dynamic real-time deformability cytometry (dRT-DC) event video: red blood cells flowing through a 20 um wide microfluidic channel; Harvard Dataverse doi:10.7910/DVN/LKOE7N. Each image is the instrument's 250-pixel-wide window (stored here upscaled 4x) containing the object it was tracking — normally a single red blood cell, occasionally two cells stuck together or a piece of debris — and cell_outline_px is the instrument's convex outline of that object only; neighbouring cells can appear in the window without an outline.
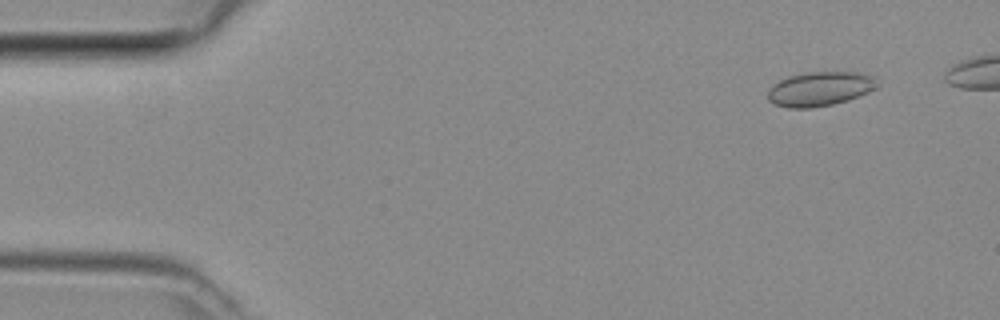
{"species": "common noctule bat (a hibernating species)", "species_latin": "Nyctalus noctula", "temperature_condition": "room temperature", "stored_images_in_passage": 14, "camera_frame_rate_fps": 3000, "um_per_image_px": 0.085, "animal": {"sex": "female", "body_mass_g": 29.2, "forearm_length_mm": 56.3}, "frame": {"image": 1, "passage_image": 4, "time_ms": 1.0, "image_size_px": [1000, 320], "cell_outline_px": [[880, 84], [876, 88], [860, 96], [848, 100], [832, 104], [812, 108], [788, 108], [776, 104], [768, 100], [768, 88], [780, 80], [788, 76], [808, 72], [856, 72], [872, 76]], "centroid_in_image_um": [69.7, 7.55], "position_along_channel_um": 15.3, "area_um2": 21.91}}
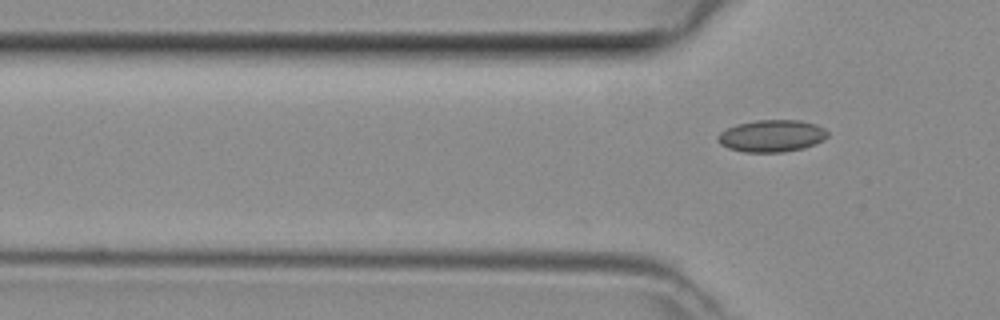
{"frame": {"image": 2, "passage_image": 14, "time_ms": 4.333, "image_size_px": [1000, 320], "cell_outline_px": [[828, 136], [824, 140], [816, 144], [804, 148], [784, 152], [744, 152], [728, 148], [720, 144], [716, 140], [716, 136], [720, 132], [736, 124], [756, 120], [800, 120], [816, 124], [824, 128], [828, 132]], "centroid_in_image_um": [65.6, 11.55], "position_along_channel_um": 60.2, "area_um2": 20.75}}